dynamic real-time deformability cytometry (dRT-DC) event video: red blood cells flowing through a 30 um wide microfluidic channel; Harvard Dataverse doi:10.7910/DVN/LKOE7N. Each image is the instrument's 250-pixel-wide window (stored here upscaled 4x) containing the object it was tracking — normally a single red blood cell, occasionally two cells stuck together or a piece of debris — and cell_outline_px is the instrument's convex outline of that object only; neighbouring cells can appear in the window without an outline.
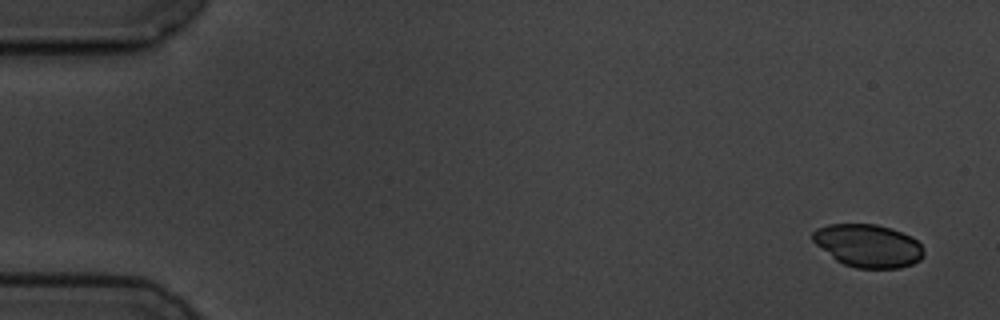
{"species": "common noctule bat (a hibernating species)", "species_latin": "Nyctalus noctula", "temperature_condition": "cold", "stored_images_in_passage": 5, "camera_frame_rate_fps": 3000, "um_per_image_px": 0.085, "animal": {"sex": "male", "body_mass_g": 19.5, "forearm_length_mm": 54.6}, "frame": {"image": 1, "passage_image": 1, "time_ms": 0.0, "image_size_px": [1000, 320], "cell_outline_px": [[924, 256], [920, 260], [912, 264], [900, 268], [856, 268], [844, 264], [836, 260], [816, 244], [812, 240], [812, 232], [816, 228], [828, 224], [876, 224], [892, 228], [916, 240], [920, 244], [924, 252]], "centroid_in_image_um": [73.78, 20.88], "position_along_channel_um": 11.2, "area_um2": 27.69}}